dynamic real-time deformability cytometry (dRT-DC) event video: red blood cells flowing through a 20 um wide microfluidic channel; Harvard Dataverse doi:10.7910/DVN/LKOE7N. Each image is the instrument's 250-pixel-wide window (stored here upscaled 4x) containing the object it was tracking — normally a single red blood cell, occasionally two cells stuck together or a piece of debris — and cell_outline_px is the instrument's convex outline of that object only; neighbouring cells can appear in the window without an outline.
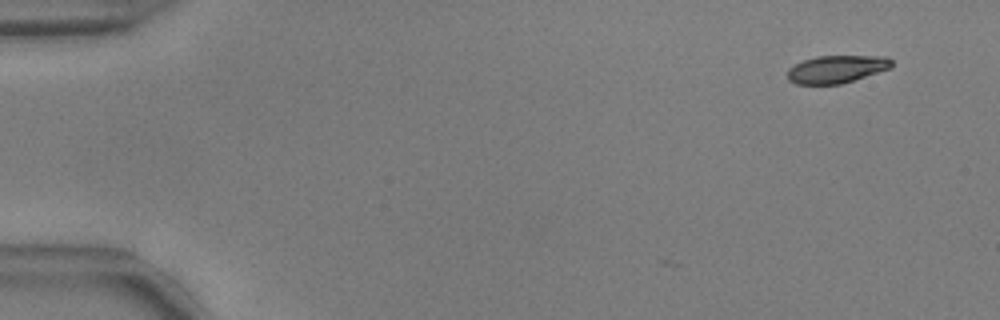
{"species": "common noctule bat (a hibernating species)", "species_latin": "Nyctalus noctula", "temperature_condition": "warm", "stored_images_in_passage": 42, "camera_frame_rate_fps": 3000, "um_per_image_px": 0.085, "animal": {"sex": "male", "body_mass_g": 17.9, "forearm_length_mm": 54.2}, "frame": {"image": 1, "passage_image": 1, "time_ms": 0.0, "image_size_px": [1000, 320], "cell_outline_px": [[892, 68], [840, 84], [796, 84], [788, 80], [788, 68], [804, 60], [816, 56], [888, 56], [892, 60]], "centroid_in_image_um": [71.13, 5.87], "position_along_channel_um": 13.9, "area_um2": 16.76}}
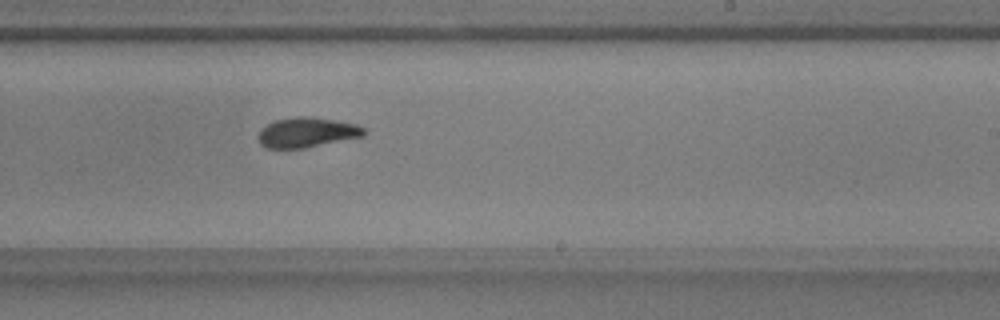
{"frame": {"image": 2, "passage_image": 31, "time_ms": 10.0, "image_size_px": [1000, 320], "cell_outline_px": [[368, 132], [364, 136], [304, 148], [268, 148], [260, 144], [260, 128], [276, 120], [300, 116], [312, 116], [356, 124], [364, 128]], "centroid_in_image_um": [26.13, 11.25], "position_along_channel_um": 262.9, "area_um2": 18.32}}
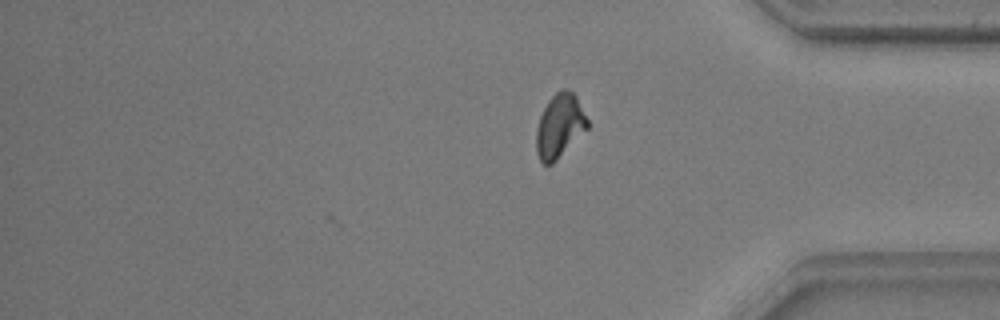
{"frame": {"image": 3, "passage_image": 42, "time_ms": 13.667, "image_size_px": [1000, 320], "cell_outline_px": [[588, 128], [552, 164], [544, 164], [540, 160], [536, 152], [536, 128], [540, 116], [548, 100], [560, 88], [564, 88], [572, 92], [576, 96], [588, 120]], "centroid_in_image_um": [47.55, 10.69], "position_along_channel_um": 387.6, "area_um2": 18.9}, "authors_computed_cell_mechanics": {"area_um2": 18.5538, "velocity_mm_per_s": 3.7465, "shape_relaxation_time_tau1_ms": 3.3029, "shape_relaxation_time_tau2_ms": 2.6869, "deformation_change_tau1": 0.1477, "deformation_change_tau2": 0.0824}}